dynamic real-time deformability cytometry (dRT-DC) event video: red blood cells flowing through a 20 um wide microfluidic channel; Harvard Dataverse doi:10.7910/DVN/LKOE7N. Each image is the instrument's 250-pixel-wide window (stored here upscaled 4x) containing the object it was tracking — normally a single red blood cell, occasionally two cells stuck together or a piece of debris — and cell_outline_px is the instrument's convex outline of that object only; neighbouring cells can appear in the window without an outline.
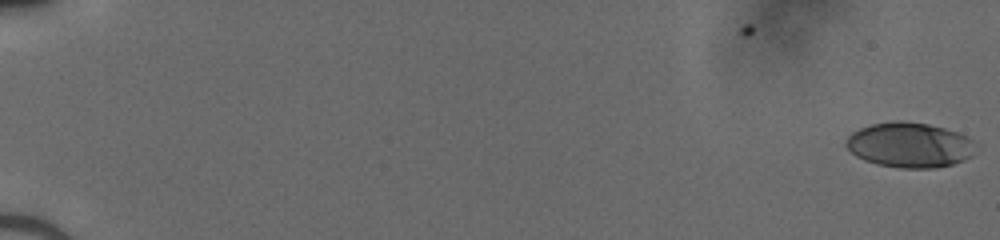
{"species": "human", "species_latin": "Homo sapiens", "temperature_condition": "cold", "stored_images_in_passage": 52, "camera_frame_rate_fps": 3000, "um_per_image_px": 0.085, "donor": {"sex": "male"}, "frame": {"image": 1, "passage_image": 1, "time_ms": 0.0, "image_size_px": [1000, 240], "cell_outline_px": [[980, 144], [972, 156], [964, 160], [952, 164], [936, 168], [900, 168], [876, 164], [864, 160], [856, 156], [844, 144], [848, 136], [852, 132], [860, 128], [872, 124], [896, 120], [900, 120], [928, 124], [944, 128], [968, 136]], "centroid_in_image_um": [77.36, 12.32], "position_along_channel_um": 7.6, "area_um2": 34.45}}
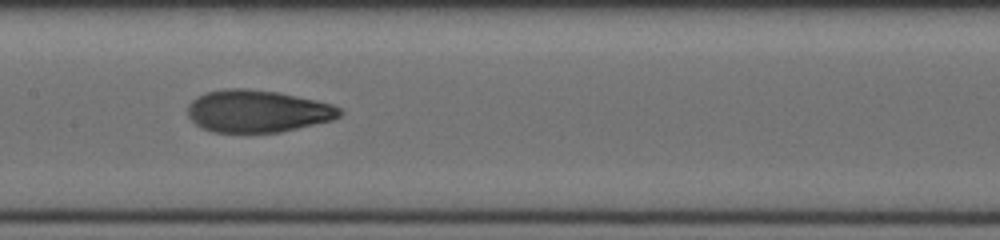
{"frame": {"image": 2, "passage_image": 29, "time_ms": 9.333, "image_size_px": [1000, 240], "cell_outline_px": [[344, 112], [340, 116], [332, 120], [280, 132], [212, 132], [200, 128], [188, 116], [188, 104], [192, 100], [208, 92], [228, 88], [244, 88], [276, 92], [316, 100], [332, 104], [340, 108]], "centroid_in_image_um": [21.89, 9.46], "position_along_channel_um": 185.5, "area_um2": 37.28}}
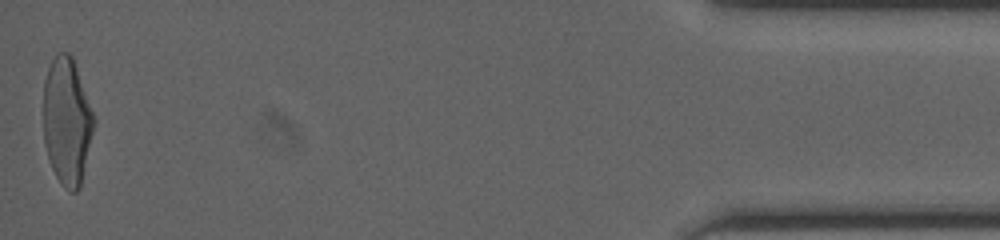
{"frame": {"image": 3, "passage_image": 52, "time_ms": 17.0, "image_size_px": [1000, 240], "cell_outline_px": [[96, 120], [80, 188], [76, 192], [68, 192], [60, 184], [52, 168], [48, 156], [44, 140], [44, 80], [48, 68], [52, 60], [60, 52], [68, 52], [72, 56]], "centroid_in_image_um": [5.7, 10.34], "position_along_channel_um": 429.5, "area_um2": 37.34}}